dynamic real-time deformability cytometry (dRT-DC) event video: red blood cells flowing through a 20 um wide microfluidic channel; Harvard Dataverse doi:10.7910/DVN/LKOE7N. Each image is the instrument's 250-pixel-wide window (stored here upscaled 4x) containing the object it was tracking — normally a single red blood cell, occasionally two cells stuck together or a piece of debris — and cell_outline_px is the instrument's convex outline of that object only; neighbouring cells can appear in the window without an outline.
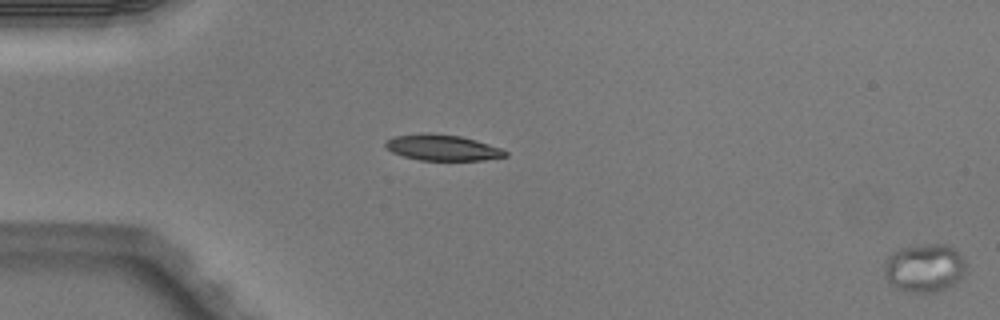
{"species": "Egyptian fruit bat (a non-hibernating species)", "species_latin": "Rousettus aegyptiacus", "temperature_condition": "warm", "stored_images_in_passage": 4, "segment_of_instrument_passage": [2, 2], "camera_frame_rate_fps": 3000, "um_per_image_px": 0.085, "animal": {"sex": "male"}, "frame": {"image": 1, "passage_image": 4, "time_ms": 1.0, "image_size_px": [1000, 320], "cell_outline_px": [[964, 272], [948, 288], [936, 292], [908, 292], [896, 288], [884, 276], [884, 268], [888, 256], [892, 252], [900, 248], [928, 244], [944, 244], [952, 248], [964, 260]], "centroid_in_image_um": [78.53, 22.78], "position_along_channel_um": 6.5, "area_um2": 22.6}}